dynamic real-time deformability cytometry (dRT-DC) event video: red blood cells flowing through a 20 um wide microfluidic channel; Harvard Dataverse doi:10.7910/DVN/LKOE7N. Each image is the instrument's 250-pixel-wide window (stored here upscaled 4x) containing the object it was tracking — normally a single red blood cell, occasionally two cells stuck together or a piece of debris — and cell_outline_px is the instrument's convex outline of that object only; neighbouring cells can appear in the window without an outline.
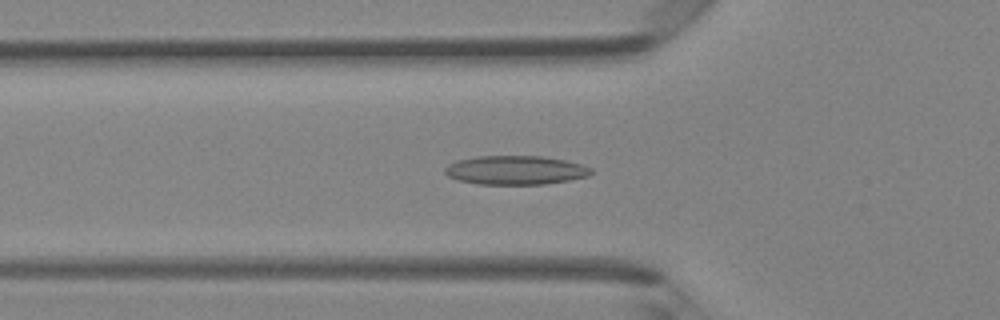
{"species": "Egyptian fruit bat (a non-hibernating species)", "species_latin": "Rousettus aegyptiacus", "temperature_condition": "room temperature", "stored_images_in_passage": 41, "camera_frame_rate_fps": 3000, "um_per_image_px": 0.085, "animal": {"sex": "female"}, "frame": {"image": 1, "passage_image": 13, "time_ms": 4.0, "image_size_px": [1000, 320], "cell_outline_px": [[592, 172], [588, 176], [568, 180], [544, 184], [480, 184], [456, 180], [448, 176], [444, 172], [444, 168], [448, 164], [456, 160], [476, 156], [540, 156], [564, 160], [584, 164], [592, 168]], "centroid_in_image_um": [43.79, 14.46], "position_along_channel_um": 82.0, "area_um2": 24.74}}
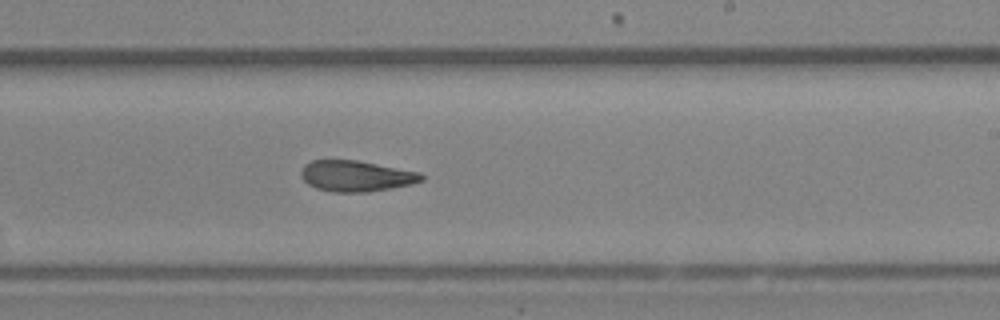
{"frame": {"image": 2, "passage_image": 24, "time_ms": 7.667, "image_size_px": [1000, 320], "cell_outline_px": [[424, 180], [412, 184], [392, 188], [368, 192], [332, 192], [316, 188], [308, 184], [300, 176], [300, 172], [304, 164], [312, 160], [356, 160], [420, 172], [424, 176]], "centroid_in_image_um": [30.26, 14.96], "position_along_channel_um": 258.7, "area_um2": 21.79}}
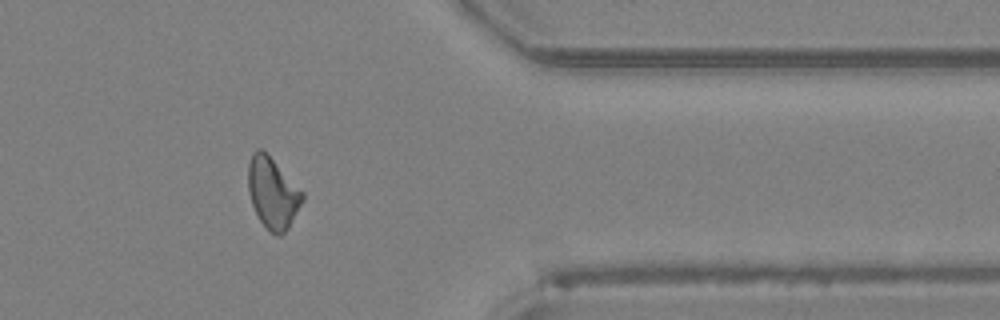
{"frame": {"image": 3, "passage_image": 33, "time_ms": 10.667, "image_size_px": [1000, 320], "cell_outline_px": [[304, 200], [288, 228], [280, 236], [276, 236], [260, 220], [252, 204], [248, 192], [248, 164], [252, 152], [256, 148], [260, 148], [304, 192]], "centroid_in_image_um": [23.17, 16.41], "position_along_channel_um": 388.2, "area_um2": 22.08}}